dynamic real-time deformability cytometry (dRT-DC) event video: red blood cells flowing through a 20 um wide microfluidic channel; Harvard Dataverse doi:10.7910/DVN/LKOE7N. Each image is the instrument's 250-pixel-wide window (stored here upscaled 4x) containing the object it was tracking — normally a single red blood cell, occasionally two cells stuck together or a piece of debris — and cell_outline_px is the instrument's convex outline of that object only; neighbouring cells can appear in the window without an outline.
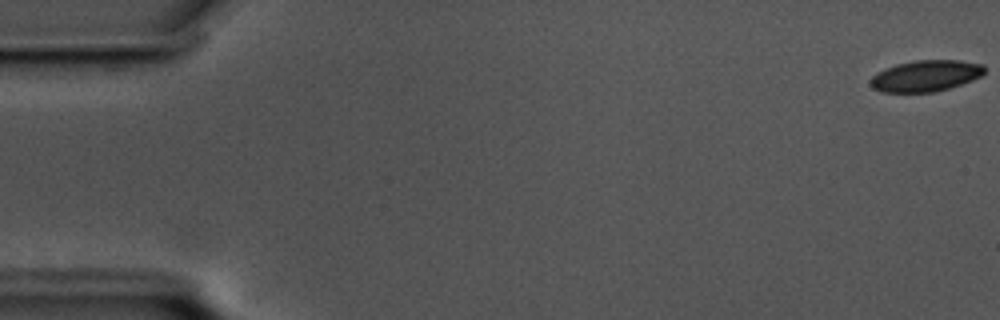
{"species": "common noctule bat (a hibernating species)", "species_latin": "Nyctalus noctula", "temperature_condition": "cold", "stored_images_in_passage": 59, "camera_frame_rate_fps": 3000, "um_per_image_px": 0.085, "animal": {"sex": "male", "body_mass_g": 17.5, "forearm_length_mm": 52.3}, "frame": {"image": 1, "passage_image": 1, "time_ms": 0.0, "image_size_px": [1000, 320], "cell_outline_px": [[984, 72], [980, 76], [972, 80], [936, 92], [884, 92], [872, 88], [868, 84], [868, 80], [876, 72], [896, 64], [916, 60], [960, 60], [984, 64]], "centroid_in_image_um": [78.64, 6.44], "position_along_channel_um": 6.4, "area_um2": 20.87}}
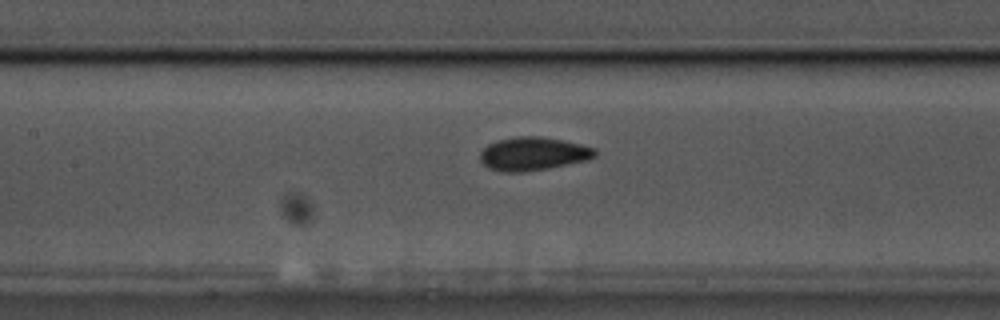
{"frame": {"image": 2, "passage_image": 27, "time_ms": 8.667, "image_size_px": [1000, 320], "cell_outline_px": [[596, 156], [588, 160], [548, 168], [524, 172], [504, 172], [488, 168], [480, 160], [480, 152], [488, 144], [500, 140], [516, 136], [540, 136], [564, 140], [596, 148]], "centroid_in_image_um": [45.33, 13.07], "position_along_channel_um": 162.1, "area_um2": 22.37}}
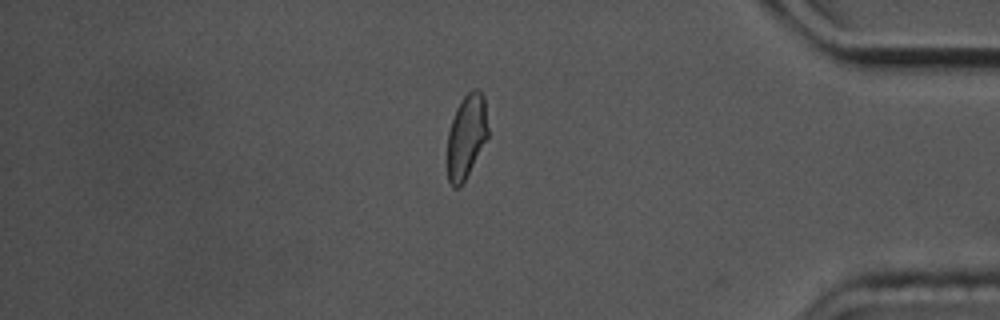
{"frame": {"image": 3, "passage_image": 50, "time_ms": 16.333, "image_size_px": [1000, 320], "cell_outline_px": [[488, 136], [460, 188], [452, 188], [448, 180], [448, 132], [456, 108], [460, 100], [472, 88], [480, 88], [484, 96], [488, 128]], "centroid_in_image_um": [39.65, 11.55], "position_along_channel_um": 395.6, "area_um2": 19.88}, "authors_computed_cell_mechanics": {"area_um2": 21.3282, "velocity_mm_per_s": 3.4592, "shape_relaxation_time_tau1_ms": 2.9442, "shape_relaxation_time_tau2_ms": 2.7551, "deformation_change_tau1": 0.0906, "deformation_change_tau2": 0.0459}}